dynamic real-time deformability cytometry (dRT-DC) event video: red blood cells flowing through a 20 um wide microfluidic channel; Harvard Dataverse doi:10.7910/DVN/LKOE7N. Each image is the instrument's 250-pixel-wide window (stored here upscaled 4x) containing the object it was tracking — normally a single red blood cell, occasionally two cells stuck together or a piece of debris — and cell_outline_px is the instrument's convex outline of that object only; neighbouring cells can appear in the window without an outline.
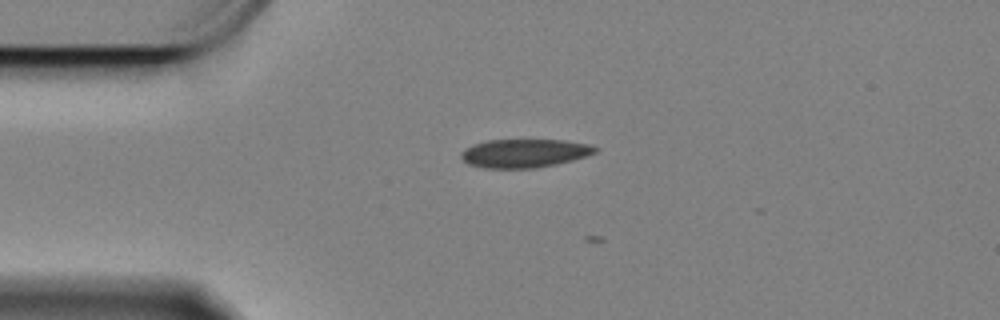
{"species": "Egyptian fruit bat (a non-hibernating species)", "species_latin": "Rousettus aegyptiacus", "temperature_condition": "cold", "stored_images_in_passage": 2, "camera_frame_rate_fps": 3000, "um_per_image_px": 0.085, "animal": {"sex": "female"}, "frame": {"image": 1, "passage_image": 1, "time_ms": 0.0, "image_size_px": [1000, 320], "cell_outline_px": [[600, 148], [596, 152], [572, 160], [556, 164], [536, 168], [484, 168], [468, 164], [460, 156], [460, 152], [464, 148], [472, 144], [488, 140], [564, 140], [588, 144]], "centroid_in_image_um": [44.54, 13.02], "position_along_channel_um": 40.5, "area_um2": 22.31}}